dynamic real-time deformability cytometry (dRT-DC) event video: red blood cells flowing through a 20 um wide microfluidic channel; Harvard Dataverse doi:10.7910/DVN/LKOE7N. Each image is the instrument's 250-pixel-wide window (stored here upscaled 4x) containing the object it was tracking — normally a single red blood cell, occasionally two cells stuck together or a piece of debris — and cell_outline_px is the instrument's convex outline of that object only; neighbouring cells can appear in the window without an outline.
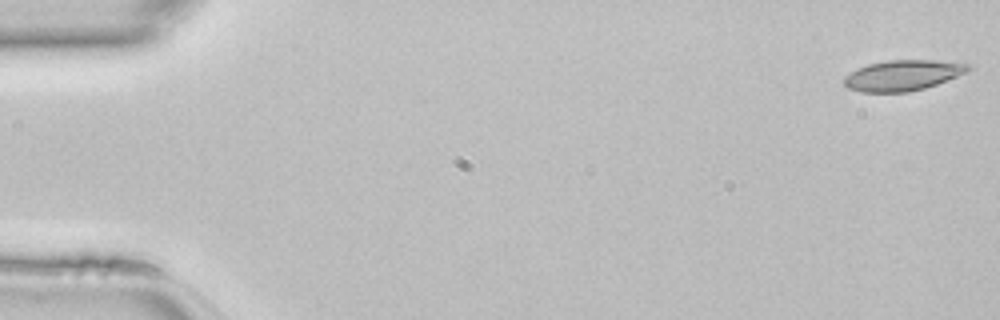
{"species": "common noctule bat (a hibernating species)", "species_latin": "Nyctalus noctula", "temperature_condition": "room temperature", "stored_images_in_passage": 47, "camera_frame_rate_fps": 3000, "um_per_image_px": 0.085, "animal": {"sex": "female", "body_mass_g": 22.7, "forearm_length_mm": 54.2}, "frame": {"image": 1, "passage_image": 1, "time_ms": 0.0, "image_size_px": [1000, 320], "cell_outline_px": [[972, 68], [968, 72], [936, 84], [924, 88], [908, 92], [860, 92], [848, 88], [844, 84], [844, 76], [868, 64], [888, 60], [932, 60], [968, 64]], "centroid_in_image_um": [76.73, 6.41], "position_along_channel_um": 8.3, "area_um2": 21.91}}
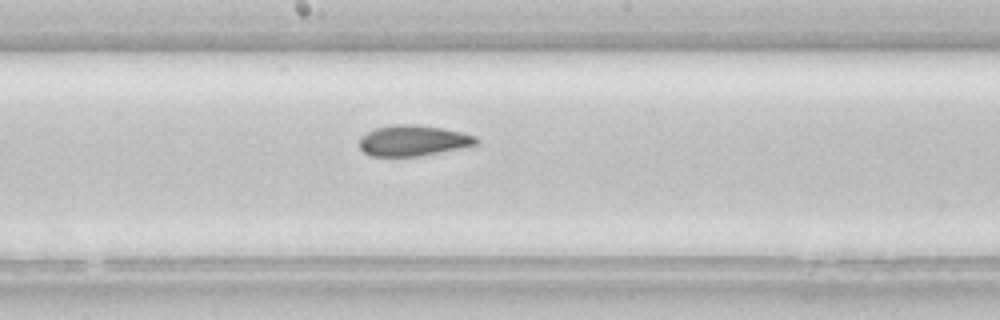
{"frame": {"image": 2, "passage_image": 25, "time_ms": 8.0, "image_size_px": [1000, 320], "cell_outline_px": [[480, 144], [420, 156], [372, 156], [364, 152], [360, 148], [360, 136], [376, 128], [396, 124], [416, 124], [444, 128], [476, 136], [480, 140]], "centroid_in_image_um": [35.15, 11.94], "position_along_channel_um": 213.1, "area_um2": 20.98}}
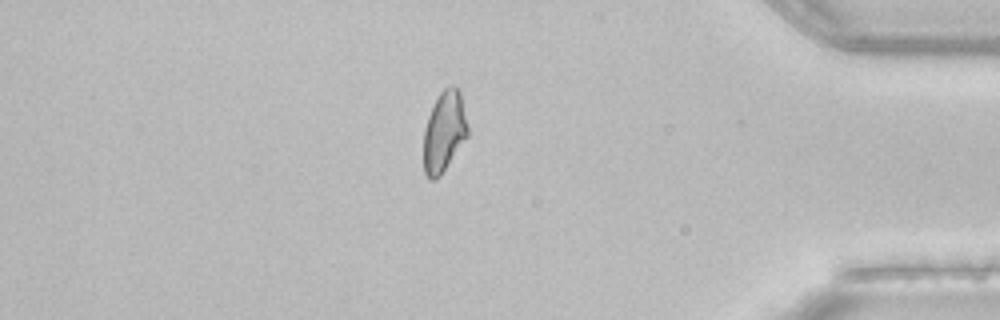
{"frame": {"image": 3, "passage_image": 40, "time_ms": 13.0, "image_size_px": [1000, 320], "cell_outline_px": [[468, 136], [440, 176], [436, 180], [428, 180], [424, 172], [424, 128], [428, 116], [440, 92], [448, 84], [456, 84], [460, 88], [468, 128]], "centroid_in_image_um": [37.76, 11.16], "position_along_channel_um": 397.4, "area_um2": 20.98}}